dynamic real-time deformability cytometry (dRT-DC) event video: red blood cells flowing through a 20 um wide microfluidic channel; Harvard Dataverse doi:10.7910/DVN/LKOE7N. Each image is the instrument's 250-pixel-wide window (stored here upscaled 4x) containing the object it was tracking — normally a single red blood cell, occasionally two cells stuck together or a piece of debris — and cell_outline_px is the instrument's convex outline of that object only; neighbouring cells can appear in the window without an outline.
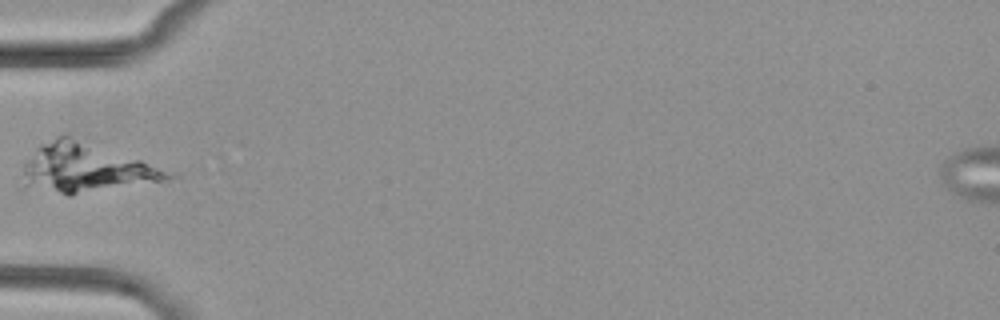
{"species": "common noctule bat (a hibernating species)", "species_latin": "Nyctalus noctula", "temperature_condition": "cold", "stored_images_in_passage": 3, "camera_frame_rate_fps": 3000, "um_per_image_px": 0.085, "animal": {"sex": "female", "body_mass_g": 29.2, "forearm_length_mm": 56.3}, "frame": {"image": 1, "passage_image": 2, "time_ms": 2.333, "image_size_px": [1000, 320], "cell_outline_px": [[180, 176], [164, 180], [72, 196], [68, 196], [24, 184], [24, 160], [40, 144], [64, 132], [68, 132], [176, 172]], "centroid_in_image_um": [7.36, 14.22], "position_along_channel_um": 77.6, "area_um2": 42.66}}
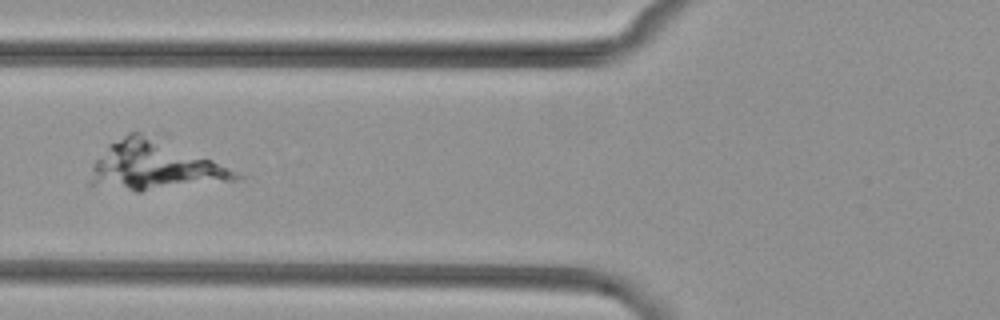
{"frame": {"image": 2, "passage_image": 3, "time_ms": 3.333, "image_size_px": [1000, 320], "cell_outline_px": [[244, 176], [236, 180], [140, 192], [136, 192], [88, 184], [88, 180], [92, 164], [108, 144], [128, 132], [140, 132], [212, 160]], "centroid_in_image_um": [13.05, 14.11], "position_along_channel_um": 112.8, "area_um2": 41.1}}